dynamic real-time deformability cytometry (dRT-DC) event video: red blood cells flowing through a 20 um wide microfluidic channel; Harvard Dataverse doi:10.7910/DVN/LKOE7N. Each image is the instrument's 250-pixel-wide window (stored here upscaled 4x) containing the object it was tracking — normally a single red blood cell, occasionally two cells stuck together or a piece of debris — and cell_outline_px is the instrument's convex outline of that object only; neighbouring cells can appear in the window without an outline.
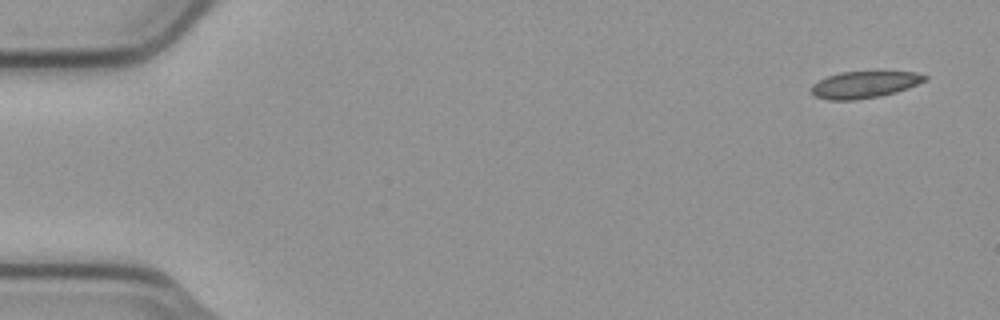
{"species": "common noctule bat (a hibernating species)", "species_latin": "Nyctalus noctula", "temperature_condition": "cold", "stored_images_in_passage": 5, "camera_frame_rate_fps": 3000, "um_per_image_px": 0.085, "animal": {"sex": "male", "body_mass_g": 23.1, "forearm_length_mm": 52.7}, "frame": {"image": 1, "passage_image": 1, "time_ms": 0.0, "image_size_px": [1000, 320], "cell_outline_px": [[928, 80], [908, 88], [896, 92], [880, 96], [856, 100], [828, 100], [816, 96], [812, 92], [812, 84], [828, 76], [840, 72], [916, 72], [928, 76]], "centroid_in_image_um": [73.51, 7.19], "position_along_channel_um": 11.5, "area_um2": 17.63}}
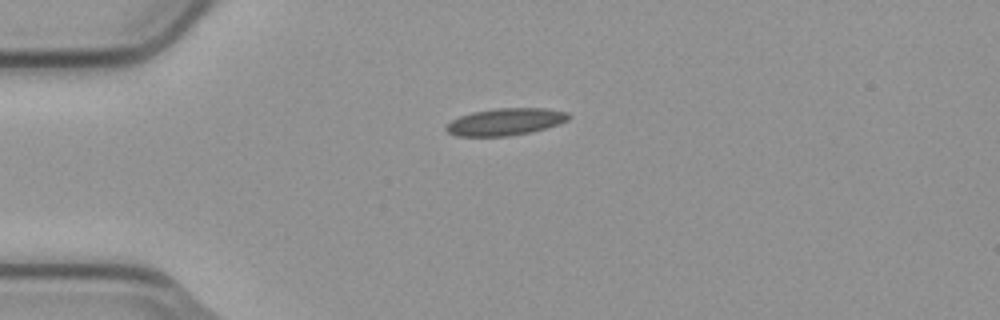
{"frame": {"image": 2, "passage_image": 4, "time_ms": 1.0, "image_size_px": [1000, 320], "cell_outline_px": [[572, 116], [568, 120], [544, 128], [528, 132], [508, 136], [456, 136], [448, 132], [444, 128], [452, 120], [460, 116], [472, 112], [496, 108], [544, 108], [568, 112]], "centroid_in_image_um": [42.95, 10.34], "position_along_channel_um": 42.1, "area_um2": 19.13}}